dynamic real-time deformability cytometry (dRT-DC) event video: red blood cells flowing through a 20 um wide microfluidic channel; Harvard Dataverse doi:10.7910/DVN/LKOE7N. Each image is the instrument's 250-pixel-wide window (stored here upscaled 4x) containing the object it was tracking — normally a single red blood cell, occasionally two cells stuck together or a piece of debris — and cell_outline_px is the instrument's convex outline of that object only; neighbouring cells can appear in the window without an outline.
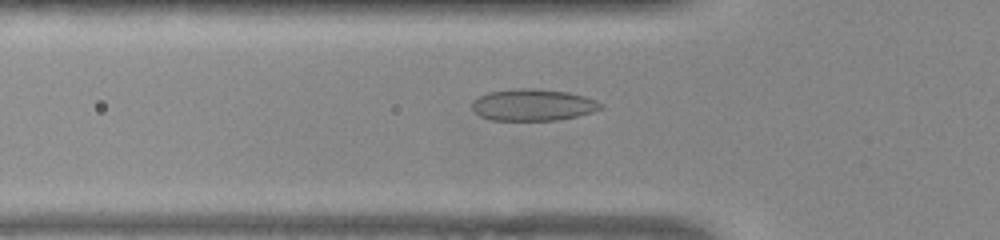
{"species": "common noctule bat (a hibernating species)", "species_latin": "Nyctalus noctula", "temperature_condition": "warm", "stored_images_in_passage": 52, "camera_frame_rate_fps": 3000, "um_per_image_px": 0.085, "animal": {"sex": "female", "body_mass_g": 22.0, "forearm_length_mm": 56.7}, "frame": {"image": 1, "passage_image": 17, "time_ms": 5.333, "image_size_px": [1000, 240], "cell_outline_px": [[604, 108], [592, 112], [576, 116], [556, 120], [492, 120], [480, 116], [472, 108], [472, 100], [476, 96], [488, 92], [516, 88], [532, 88], [568, 92], [584, 96], [596, 100], [604, 104]], "centroid_in_image_um": [45.29, 8.91], "position_along_channel_um": 80.5, "area_um2": 23.93}}
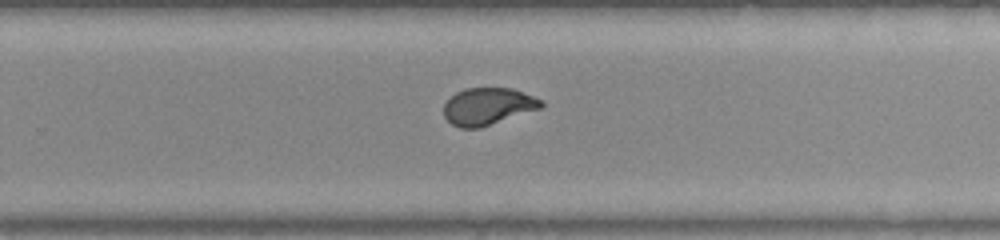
{"frame": {"image": 2, "passage_image": 33, "time_ms": 10.667, "image_size_px": [1000, 240], "cell_outline_px": [[544, 104], [540, 108], [480, 128], [460, 128], [452, 124], [444, 116], [444, 104], [456, 92], [464, 88], [512, 88], [544, 100]], "centroid_in_image_um": [41.47, 9.03], "position_along_channel_um": 288.3, "area_um2": 20.98}}
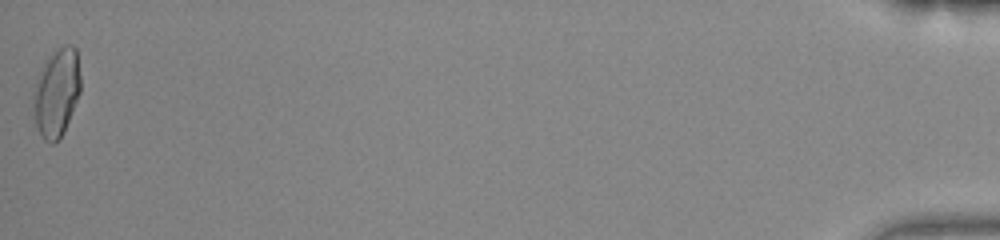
{"frame": {"image": 3, "passage_image": 52, "time_ms": 17.0, "image_size_px": [1000, 240], "cell_outline_px": [[80, 92], [64, 132], [52, 144], [44, 140], [36, 124], [32, 104], [32, 96], [36, 76], [44, 60], [52, 52], [64, 44], [72, 44], [76, 48], [80, 76]], "centroid_in_image_um": [4.79, 7.81], "position_along_channel_um": 430.4, "area_um2": 24.57}, "authors_computed_cell_mechanics": {"area_um2": 22.1374, "velocity_mm_per_s": 3.9031, "shape_relaxation_time_tau1_ms": 10.3504, "shape_relaxation_time_tau2_ms": null, "deformation_change_tau1": 0.2836, "deformation_change_tau2": null}}